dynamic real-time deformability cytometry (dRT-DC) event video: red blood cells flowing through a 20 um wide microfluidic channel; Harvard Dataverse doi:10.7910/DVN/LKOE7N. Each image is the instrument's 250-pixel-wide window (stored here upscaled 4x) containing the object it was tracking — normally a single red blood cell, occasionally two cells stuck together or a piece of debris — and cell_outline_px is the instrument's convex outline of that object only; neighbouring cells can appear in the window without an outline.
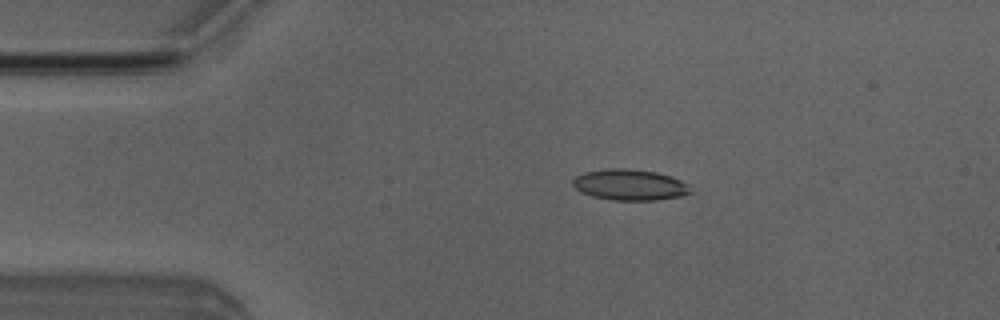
{"species": "Egyptian fruit bat (a non-hibernating species)", "species_latin": "Rousettus aegyptiacus", "temperature_condition": "room temperature", "stored_images_in_passage": 3, "camera_frame_rate_fps": 3000, "um_per_image_px": 0.085, "animal": {"sex": "male"}, "frame": {"image": 1, "passage_image": 2, "time_ms": 1.0, "image_size_px": [1000, 320], "cell_outline_px": [[692, 192], [680, 196], [656, 200], [612, 200], [592, 196], [580, 192], [572, 184], [572, 180], [576, 176], [584, 172], [612, 168], [624, 168], [656, 172], [672, 176], [688, 184]], "centroid_in_image_um": [53.52, 15.71], "position_along_channel_um": 31.5, "area_um2": 21.21}}